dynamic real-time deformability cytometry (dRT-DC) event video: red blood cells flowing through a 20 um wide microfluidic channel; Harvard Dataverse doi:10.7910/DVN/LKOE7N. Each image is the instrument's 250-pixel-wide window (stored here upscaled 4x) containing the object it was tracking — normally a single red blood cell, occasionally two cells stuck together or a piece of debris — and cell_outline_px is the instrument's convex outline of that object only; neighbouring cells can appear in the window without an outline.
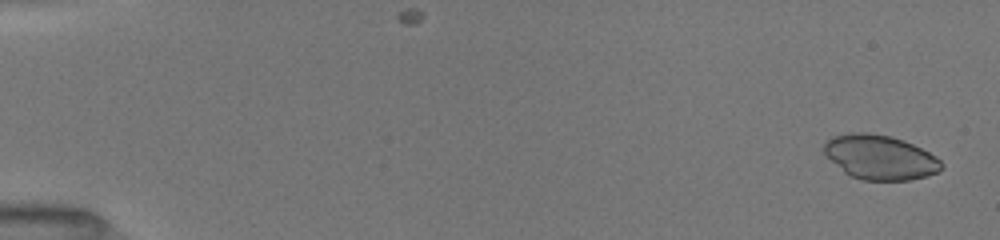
{"species": "common noctule bat (a hibernating species)", "species_latin": "Nyctalus noctula", "temperature_condition": "room temperature", "stored_images_in_passage": 24, "camera_frame_rate_fps": 3000, "um_per_image_px": 0.085, "animal": {"sex": "female", "body_mass_g": 19.5, "forearm_length_mm": 54.1}, "frame": {"image": 1, "passage_image": 1, "time_ms": 0.0, "image_size_px": [1000, 240], "cell_outline_px": [[940, 168], [936, 172], [924, 176], [908, 180], [860, 180], [844, 172], [824, 152], [824, 144], [832, 136], [848, 132], [864, 132], [888, 136], [904, 140], [936, 156], [940, 160]], "centroid_in_image_um": [74.77, 13.36], "position_along_channel_um": 10.2, "area_um2": 29.94}}
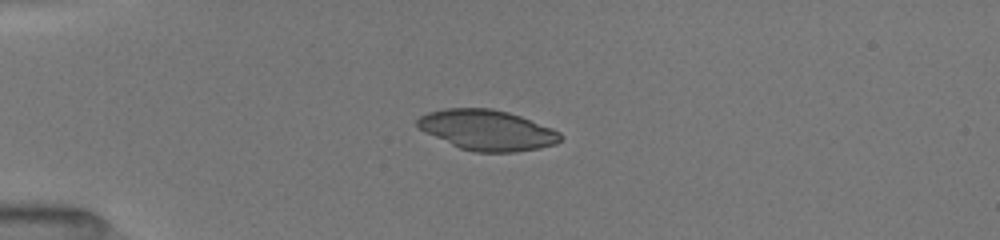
{"frame": {"image": 2, "passage_image": 10, "time_ms": 4.0, "image_size_px": [1000, 240], "cell_outline_px": [[560, 140], [556, 144], [540, 148], [516, 152], [476, 152], [460, 148], [424, 132], [416, 124], [416, 120], [420, 116], [428, 112], [448, 108], [492, 108], [508, 112], [520, 116], [552, 128], [560, 132]], "centroid_in_image_um": [41.4, 11.06], "position_along_channel_um": 43.6, "area_um2": 33.52}}